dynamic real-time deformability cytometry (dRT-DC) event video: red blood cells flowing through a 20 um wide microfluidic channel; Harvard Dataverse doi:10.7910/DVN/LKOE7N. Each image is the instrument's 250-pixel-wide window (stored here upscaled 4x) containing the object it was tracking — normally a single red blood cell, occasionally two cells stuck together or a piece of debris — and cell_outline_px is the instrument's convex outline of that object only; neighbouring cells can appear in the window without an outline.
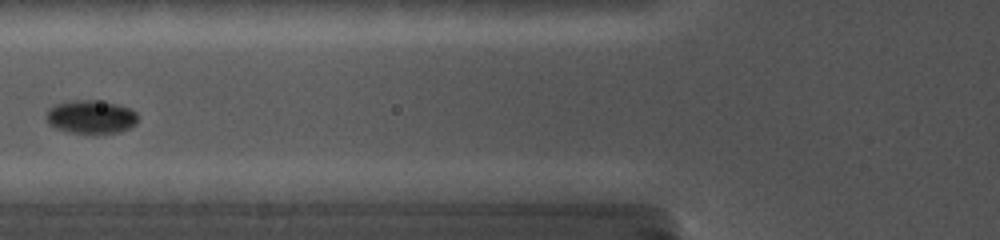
{"species": "common noctule bat (a hibernating species)", "species_latin": "Nyctalus noctula", "temperature_condition": "cold", "stored_images_in_passage": 18, "camera_frame_rate_fps": 5000, "um_per_image_px": 0.085, "animal": {"sex": "female", "body_mass_g": 19.0, "forearm_length_mm": 56.7}, "frame": {"image": 1, "passage_image": 3, "time_ms": 1.4, "image_size_px": [1000, 240], "cell_outline_px": [[136, 124], [120, 132], [96, 136], [92, 136], [68, 132], [56, 128], [48, 124], [44, 116], [48, 108], [56, 104], [72, 100], [96, 100], [120, 104], [136, 112]], "centroid_in_image_um": [7.69, 9.97], "position_along_channel_um": 118.1, "area_um2": 18.55}}